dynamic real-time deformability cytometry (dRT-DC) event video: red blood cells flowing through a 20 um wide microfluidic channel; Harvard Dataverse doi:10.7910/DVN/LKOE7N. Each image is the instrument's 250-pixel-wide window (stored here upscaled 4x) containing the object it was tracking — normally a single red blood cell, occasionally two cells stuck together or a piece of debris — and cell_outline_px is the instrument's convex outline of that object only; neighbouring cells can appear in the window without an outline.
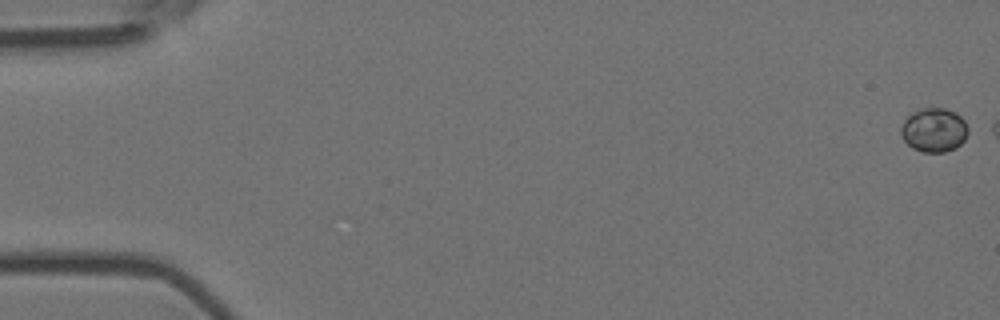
{"species": "Egyptian fruit bat (a non-hibernating species)", "species_latin": "Rousettus aegyptiacus", "temperature_condition": "room temperature", "stored_images_in_passage": 8, "camera_frame_rate_fps": 3000, "um_per_image_px": 0.085, "animal": {"sex": "female"}, "frame": {"image": 1, "passage_image": 1, "time_ms": 0.0, "image_size_px": [1000, 320], "cell_outline_px": [[968, 132], [964, 140], [956, 148], [944, 152], [924, 152], [912, 148], [904, 140], [900, 132], [900, 128], [904, 120], [912, 112], [924, 108], [944, 108], [960, 116], [964, 120], [968, 128]], "centroid_in_image_um": [79.38, 11.06], "position_along_channel_um": 5.6, "area_um2": 17.11}}